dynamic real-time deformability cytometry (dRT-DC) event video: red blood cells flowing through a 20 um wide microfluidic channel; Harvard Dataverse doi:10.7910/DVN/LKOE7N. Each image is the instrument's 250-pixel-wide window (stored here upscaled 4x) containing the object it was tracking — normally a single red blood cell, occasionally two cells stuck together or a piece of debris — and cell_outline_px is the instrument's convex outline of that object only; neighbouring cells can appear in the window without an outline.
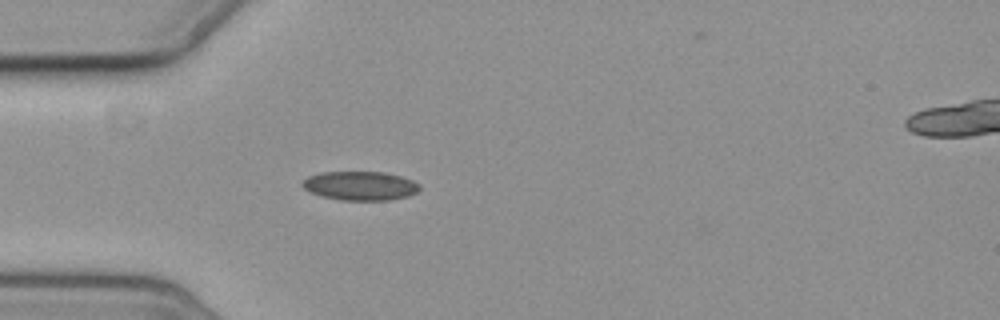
{"species": "common noctule bat (a hibernating species)", "species_latin": "Nyctalus noctula", "temperature_condition": "cold", "stored_images_in_passage": 5, "camera_frame_rate_fps": 3000, "um_per_image_px": 0.085, "animal": {"sex": "female", "body_mass_g": 19.3, "forearm_length_mm": 54.1}, "frame": {"image": 1, "passage_image": 5, "time_ms": 5.667, "image_size_px": [1000, 320], "cell_outline_px": [[420, 188], [416, 192], [408, 196], [388, 200], [340, 200], [320, 196], [308, 192], [300, 184], [308, 176], [320, 172], [384, 172], [400, 176], [412, 180], [420, 184]], "centroid_in_image_um": [30.58, 15.79], "position_along_channel_um": 54.4, "area_um2": 19.88}}